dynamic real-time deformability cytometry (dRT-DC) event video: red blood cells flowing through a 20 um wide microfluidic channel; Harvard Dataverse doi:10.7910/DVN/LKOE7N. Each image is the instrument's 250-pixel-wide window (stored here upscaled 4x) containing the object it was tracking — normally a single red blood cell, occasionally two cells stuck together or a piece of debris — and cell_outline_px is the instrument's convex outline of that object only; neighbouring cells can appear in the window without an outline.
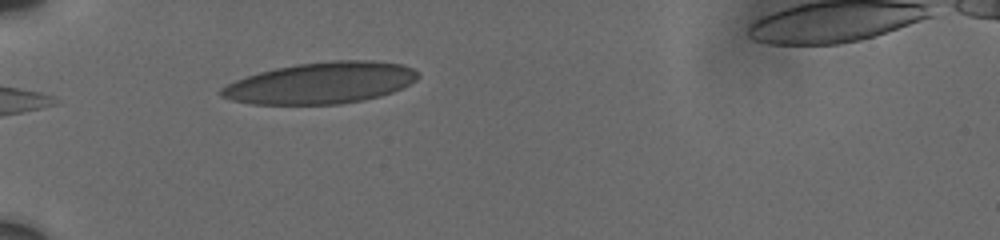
{"species": "human", "species_latin": "Homo sapiens", "temperature_condition": "cold", "stored_images_in_passage": 5, "camera_frame_rate_fps": 3000, "um_per_image_px": 0.085, "donor": {"sex": "male"}, "frame": {"image": 1, "passage_image": 2, "time_ms": 1.667, "image_size_px": [1000, 240], "cell_outline_px": [[420, 76], [416, 80], [404, 88], [380, 96], [364, 100], [340, 104], [252, 104], [232, 100], [220, 96], [220, 88], [236, 80], [260, 72], [276, 68], [296, 64], [332, 60], [372, 60], [400, 64], [412, 68]], "centroid_in_image_um": [27.3, 7.05], "position_along_channel_um": 57.7, "area_um2": 47.45}}
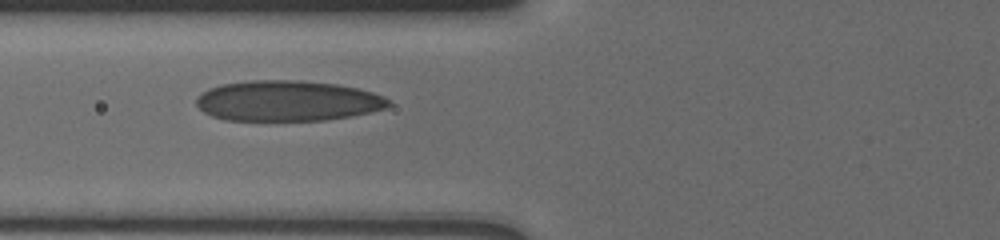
{"frame": {"image": 2, "passage_image": 4, "time_ms": 3.333, "image_size_px": [1000, 240], "cell_outline_px": [[392, 104], [388, 108], [352, 116], [324, 120], [224, 120], [212, 116], [204, 112], [196, 104], [196, 96], [208, 88], [220, 84], [252, 80], [300, 80], [336, 84], [356, 88], [372, 92], [384, 96]], "centroid_in_image_um": [24.43, 8.57], "position_along_channel_um": 101.4, "area_um2": 45.6}}
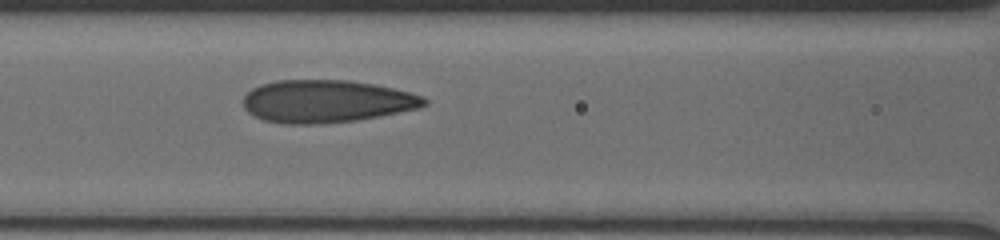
{"frame": {"image": 3, "passage_image": 5, "time_ms": 4.333, "image_size_px": [1000, 240], "cell_outline_px": [[428, 104], [420, 108], [380, 116], [356, 120], [320, 124], [284, 124], [264, 120], [248, 112], [244, 108], [244, 96], [252, 88], [260, 84], [276, 80], [348, 80], [376, 84], [424, 96], [428, 100]], "centroid_in_image_um": [27.77, 8.61], "position_along_channel_um": 138.8, "area_um2": 45.14}}